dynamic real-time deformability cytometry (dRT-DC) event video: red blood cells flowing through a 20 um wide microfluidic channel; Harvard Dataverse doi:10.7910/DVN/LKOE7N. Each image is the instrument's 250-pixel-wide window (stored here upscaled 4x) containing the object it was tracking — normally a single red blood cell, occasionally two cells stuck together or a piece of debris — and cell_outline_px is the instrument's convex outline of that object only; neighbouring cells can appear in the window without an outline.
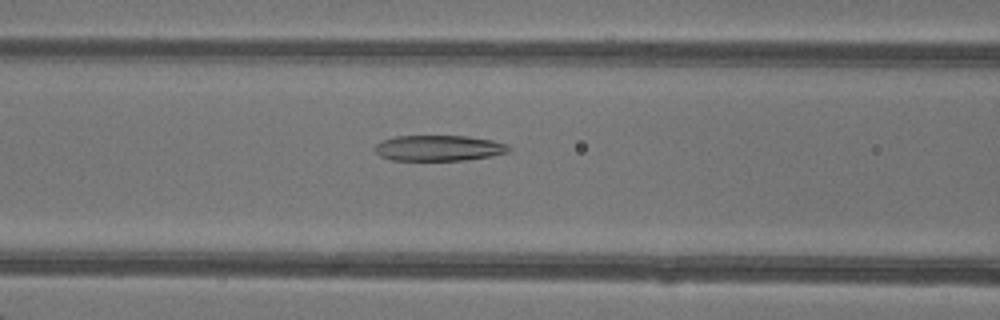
{"species": "common noctule bat (a hibernating species)", "species_latin": "Nyctalus noctula", "temperature_condition": "warm", "stored_images_in_passage": 43, "camera_frame_rate_fps": 3000, "um_per_image_px": 0.085, "animal": {"sex": "female"}, "frame": {"image": 1, "passage_image": 15, "time_ms": 4.667, "image_size_px": [1000, 320], "cell_outline_px": [[512, 152], [492, 156], [464, 160], [392, 160], [380, 156], [372, 148], [380, 140], [396, 136], [468, 136], [492, 140], [508, 144], [512, 148]], "centroid_in_image_um": [37.32, 12.58], "position_along_channel_um": 129.3, "area_um2": 20.35}}
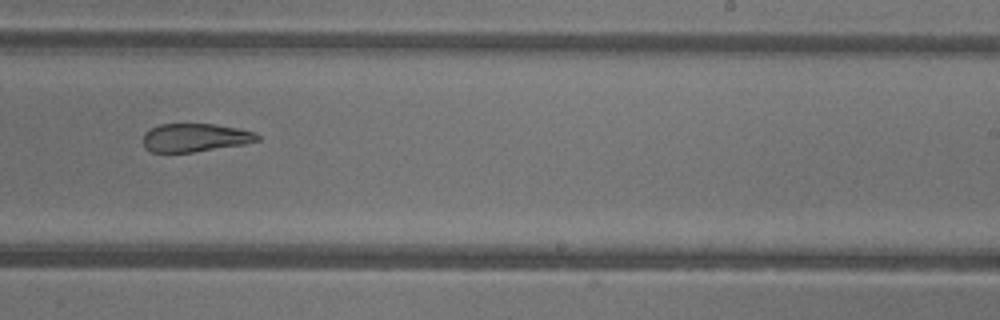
{"frame": {"image": 2, "passage_image": 25, "time_ms": 8.0, "image_size_px": [1000, 320], "cell_outline_px": [[260, 140], [244, 144], [192, 152], [152, 152], [144, 148], [144, 132], [160, 124], [216, 124], [236, 128], [252, 132], [260, 136]], "centroid_in_image_um": [16.56, 11.7], "position_along_channel_um": 272.4, "area_um2": 18.67}}
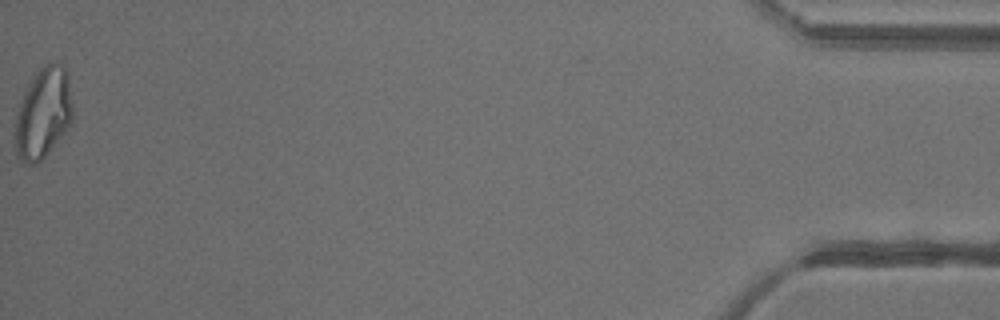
{"frame": {"image": 3, "passage_image": 43, "time_ms": 14.0, "image_size_px": [1000, 320], "cell_outline_px": [[72, 120], [64, 132], [48, 152], [36, 164], [28, 164], [16, 160], [16, 116], [24, 92], [28, 84], [36, 72], [44, 64], [60, 64], [64, 68], [68, 76], [72, 104]], "centroid_in_image_um": [3.66, 9.64], "position_along_channel_um": 431.5, "area_um2": 29.94}, "authors_computed_cell_mechanics": {"area_um2": 23.1778, "velocity_mm_per_s": 4.2875, "shape_relaxation_time_tau1_ms": null, "shape_relaxation_time_tau2_ms": 2.4689, "deformation_change_tau1": null, "deformation_change_tau2": 0.1112}}